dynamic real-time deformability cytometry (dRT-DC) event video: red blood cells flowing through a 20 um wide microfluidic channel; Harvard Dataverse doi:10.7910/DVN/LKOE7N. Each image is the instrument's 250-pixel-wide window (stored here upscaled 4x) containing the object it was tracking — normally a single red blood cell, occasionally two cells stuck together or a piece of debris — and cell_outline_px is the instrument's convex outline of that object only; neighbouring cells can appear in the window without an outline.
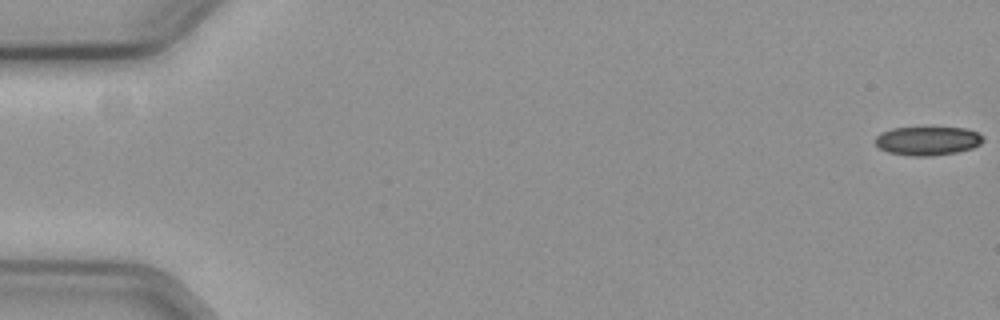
{"species": "common noctule bat (a hibernating species)", "species_latin": "Nyctalus noctula", "temperature_condition": "cold", "stored_images_in_passage": 5, "camera_frame_rate_fps": 3000, "um_per_image_px": 0.085, "animal": {"sex": "female", "body_mass_g": 19.3, "forearm_length_mm": 54.1}, "frame": {"image": 1, "passage_image": 1, "time_ms": 0.0, "image_size_px": [1000, 320], "cell_outline_px": [[984, 140], [980, 144], [972, 148], [956, 152], [932, 156], [912, 156], [888, 152], [880, 148], [876, 144], [876, 136], [880, 132], [892, 128], [968, 128], [984, 136]], "centroid_in_image_um": [78.86, 11.97], "position_along_channel_um": 6.1, "area_um2": 18.03}}